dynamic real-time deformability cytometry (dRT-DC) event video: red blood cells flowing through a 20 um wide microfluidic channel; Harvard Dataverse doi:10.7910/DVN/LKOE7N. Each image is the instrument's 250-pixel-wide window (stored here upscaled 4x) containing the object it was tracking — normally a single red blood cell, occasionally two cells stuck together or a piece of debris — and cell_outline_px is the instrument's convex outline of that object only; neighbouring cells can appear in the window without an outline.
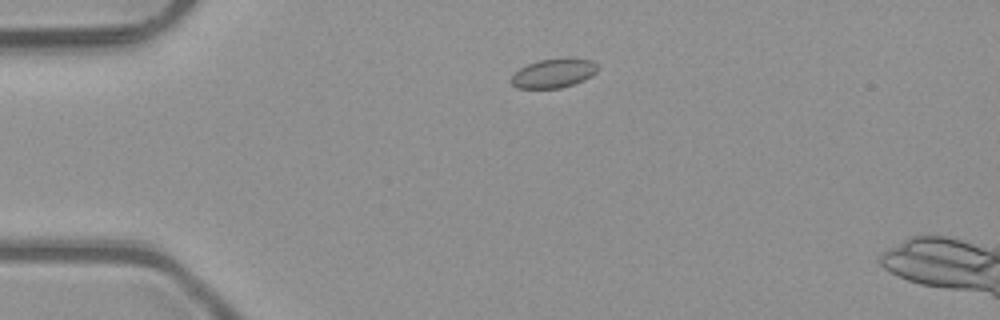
{"species": "common noctule bat (a hibernating species)", "species_latin": "Nyctalus noctula", "temperature_condition": "room temperature", "stored_images_in_passage": 3, "camera_frame_rate_fps": 3000, "um_per_image_px": 0.085, "animal": {"sex": "male", "body_mass_g": 23.1, "forearm_length_mm": 52.7}, "frame": {"image": 1, "passage_image": 2, "time_ms": 0.333, "image_size_px": [1000, 320], "cell_outline_px": [[600, 68], [592, 76], [584, 80], [560, 88], [516, 88], [512, 84], [512, 76], [520, 68], [528, 64], [540, 60], [564, 56], [572, 56], [592, 60]], "centroid_in_image_um": [47.12, 6.18], "position_along_channel_um": 37.9, "area_um2": 14.97}}